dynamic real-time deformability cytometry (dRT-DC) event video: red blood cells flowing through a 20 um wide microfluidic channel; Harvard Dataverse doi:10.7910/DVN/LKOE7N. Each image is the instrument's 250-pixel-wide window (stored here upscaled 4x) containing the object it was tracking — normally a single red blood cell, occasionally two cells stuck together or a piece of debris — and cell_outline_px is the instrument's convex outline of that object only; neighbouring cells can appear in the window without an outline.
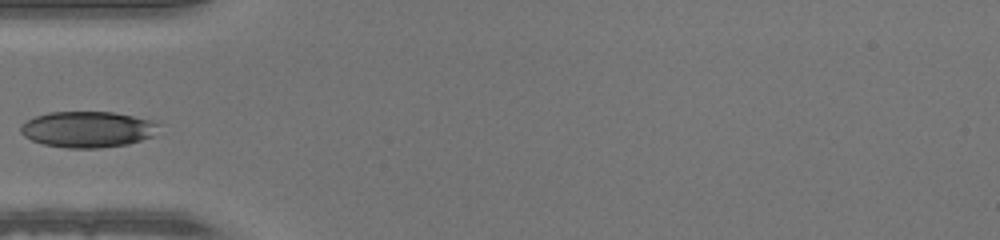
{"species": "human", "species_latin": "Homo sapiens", "temperature_condition": "warm", "stored_images_in_passage": 34, "camera_frame_rate_fps": 3000, "um_per_image_px": 0.085, "donor": {"sex": "male"}, "frame": {"image": 1, "passage_image": 1, "time_ms": 0.0, "image_size_px": [1000, 240], "cell_outline_px": [[160, 124], [152, 136], [128, 144], [96, 148], [68, 148], [44, 144], [32, 140], [24, 136], [20, 132], [20, 124], [36, 116], [48, 112], [112, 112], [132, 116], [148, 120]], "centroid_in_image_um": [7.4, 10.99], "position_along_channel_um": 77.6, "area_um2": 28.73}}
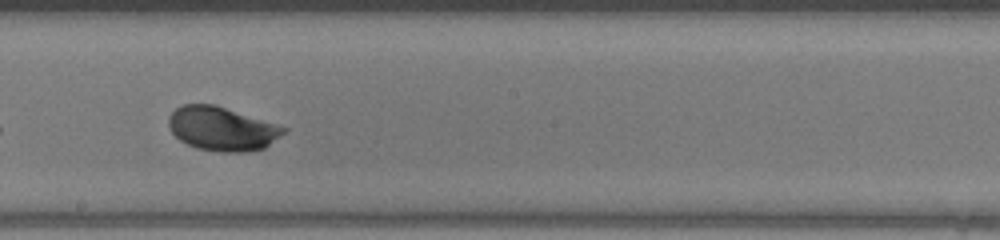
{"frame": {"image": 2, "passage_image": 12, "time_ms": 3.667, "image_size_px": [1000, 240], "cell_outline_px": [[288, 128], [284, 132], [264, 148], [244, 152], [220, 152], [196, 148], [180, 140], [172, 132], [168, 124], [168, 116], [180, 104], [212, 104]], "centroid_in_image_um": [18.81, 10.95], "position_along_channel_um": 229.4, "area_um2": 28.96}}
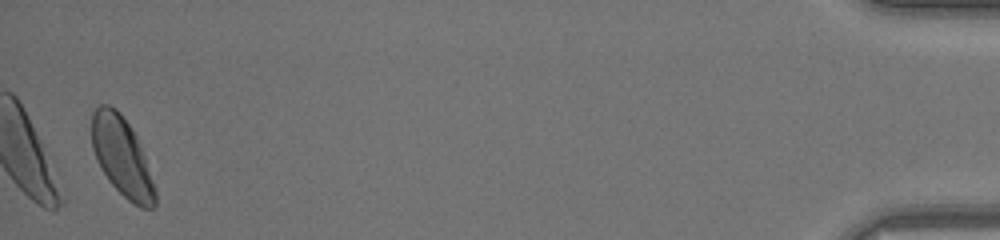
{"frame": {"image": 3, "passage_image": 33, "time_ms": 10.667, "image_size_px": [1000, 240], "cell_outline_px": [[156, 204], [152, 208], [140, 208], [128, 200], [108, 180], [100, 168], [96, 160], [92, 148], [92, 112], [100, 104], [108, 104], [116, 108], [120, 112], [132, 128], [136, 136], [144, 156], [156, 192]], "centroid_in_image_um": [10.34, 13.3], "position_along_channel_um": 424.9, "area_um2": 29.07}}